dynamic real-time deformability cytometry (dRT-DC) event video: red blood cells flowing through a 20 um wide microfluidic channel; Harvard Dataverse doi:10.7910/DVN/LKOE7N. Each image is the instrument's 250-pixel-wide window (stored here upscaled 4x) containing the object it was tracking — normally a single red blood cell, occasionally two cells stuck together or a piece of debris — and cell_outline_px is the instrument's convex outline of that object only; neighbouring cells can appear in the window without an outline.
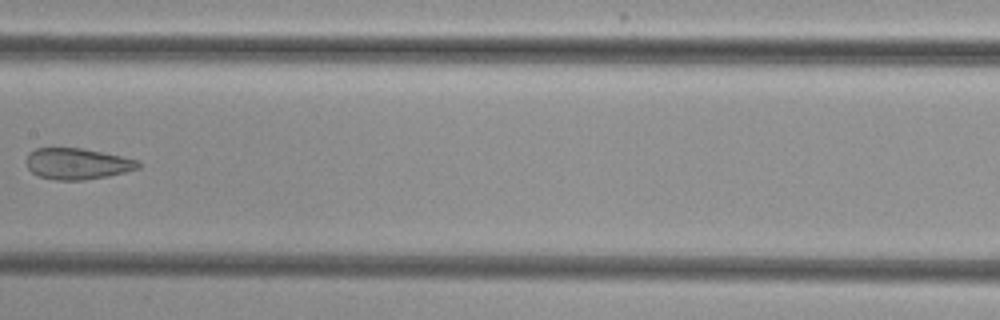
{"species": "common noctule bat (a hibernating species)", "species_latin": "Nyctalus noctula", "temperature_condition": "cold", "stored_images_in_passage": 7, "camera_frame_rate_fps": 3000, "um_per_image_px": 0.085, "animal": {"sex": "female", "body_mass_g": 29.2, "forearm_length_mm": 56.3}, "frame": {"image": 1, "passage_image": 6, "time_ms": 7.333, "image_size_px": [1000, 320], "cell_outline_px": [[140, 168], [108, 176], [84, 180], [56, 180], [36, 176], [28, 168], [28, 152], [36, 148], [80, 148], [120, 156], [136, 160], [140, 164]], "centroid_in_image_um": [6.54, 13.93], "position_along_channel_um": 200.9, "area_um2": 20.11}}
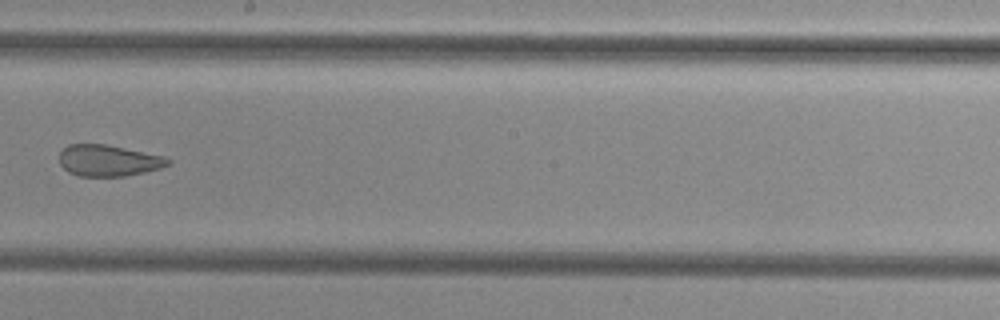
{"frame": {"image": 2, "passage_image": 7, "time_ms": 8.333, "image_size_px": [1000, 320], "cell_outline_px": [[172, 164], [160, 168], [144, 172], [124, 176], [80, 176], [68, 172], [60, 164], [60, 152], [68, 144], [104, 144], [164, 156], [172, 160]], "centroid_in_image_um": [9.23, 13.65], "position_along_channel_um": 239.0, "area_um2": 19.77}}